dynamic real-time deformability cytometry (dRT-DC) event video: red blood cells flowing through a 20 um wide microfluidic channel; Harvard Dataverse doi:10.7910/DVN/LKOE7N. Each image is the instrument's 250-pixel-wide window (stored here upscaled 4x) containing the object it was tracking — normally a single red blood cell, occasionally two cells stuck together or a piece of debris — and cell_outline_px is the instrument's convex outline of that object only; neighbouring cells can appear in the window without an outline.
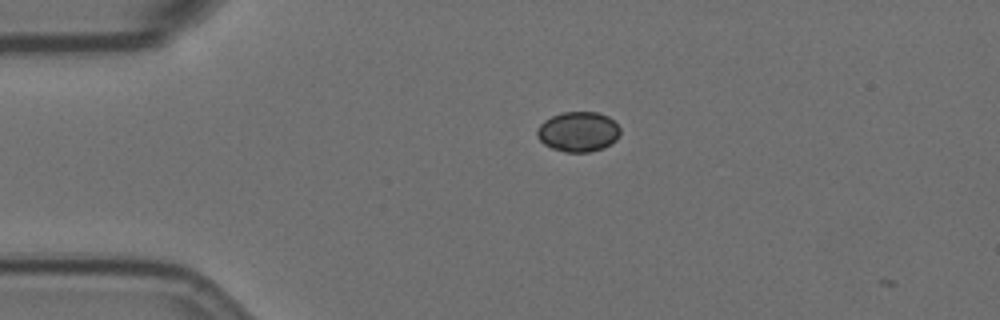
{"species": "Egyptian fruit bat (a non-hibernating species)", "species_latin": "Rousettus aegyptiacus", "temperature_condition": "room temperature", "stored_images_in_passage": 2, "camera_frame_rate_fps": 3000, "um_per_image_px": 0.085, "animal": {"sex": "female"}, "frame": {"image": 1, "passage_image": 1, "time_ms": 0.0, "image_size_px": [1000, 320], "cell_outline_px": [[620, 132], [616, 140], [612, 144], [604, 148], [588, 152], [564, 152], [552, 148], [544, 144], [536, 136], [536, 132], [540, 124], [544, 120], [552, 116], [564, 112], [596, 112], [608, 116], [620, 128]], "centroid_in_image_um": [49.14, 11.2], "position_along_channel_um": 35.9, "area_um2": 19.42}}